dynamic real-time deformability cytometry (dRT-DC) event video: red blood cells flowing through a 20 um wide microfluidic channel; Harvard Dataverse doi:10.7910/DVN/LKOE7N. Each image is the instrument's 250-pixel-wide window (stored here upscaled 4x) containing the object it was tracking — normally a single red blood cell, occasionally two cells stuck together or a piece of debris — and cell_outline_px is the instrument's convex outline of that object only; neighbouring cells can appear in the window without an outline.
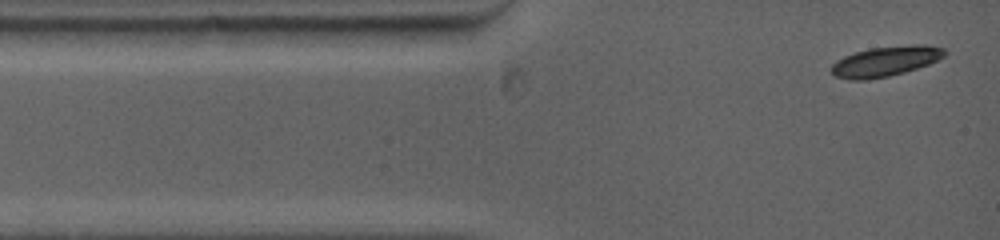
{"species": "common noctule bat (a hibernating species)", "species_latin": "Nyctalus noctula", "temperature_condition": "warm", "stored_images_in_passage": 28, "camera_frame_rate_fps": 5000, "um_per_image_px": 0.085, "animal": {"sex": "female", "body_mass_g": 19.0, "forearm_length_mm": 53.3}, "frame": {"image": 1, "passage_image": 1, "time_ms": 0.0, "image_size_px": [1000, 240], "cell_outline_px": [[948, 52], [944, 56], [928, 64], [904, 72], [888, 76], [868, 80], [848, 80], [836, 76], [832, 72], [832, 64], [836, 60], [844, 56], [856, 52], [872, 48], [908, 44], [924, 44], [944, 48]], "centroid_in_image_um": [75.28, 5.2], "position_along_channel_um": 9.7, "area_um2": 19.83}}
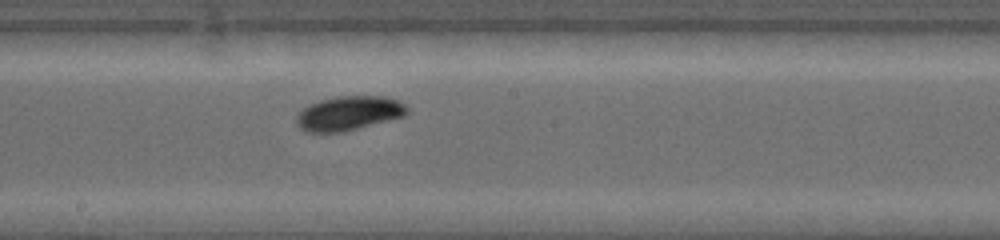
{"frame": {"image": 2, "passage_image": 16, "time_ms": 6.4, "image_size_px": [1000, 240], "cell_outline_px": [[408, 112], [404, 116], [344, 132], [308, 132], [300, 128], [296, 124], [296, 116], [308, 104], [320, 100], [336, 96], [384, 96], [396, 100], [404, 104], [408, 108]], "centroid_in_image_um": [29.63, 9.63], "position_along_channel_um": 218.6, "area_um2": 22.08}}
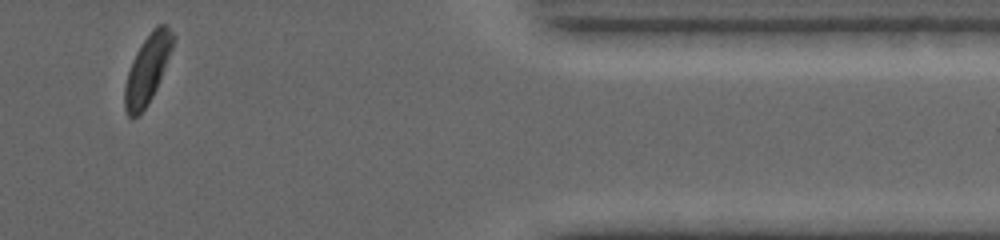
{"frame": {"image": 3, "passage_image": 28, "time_ms": 12.0, "image_size_px": [1000, 240], "cell_outline_px": [[176, 36], [172, 48], [160, 80], [148, 104], [140, 116], [128, 116], [124, 108], [124, 88], [128, 72], [132, 60], [136, 52], [152, 28], [156, 24], [164, 24]], "centroid_in_image_um": [12.52, 5.88], "position_along_channel_um": 398.9, "area_um2": 19.19}, "authors_computed_cell_mechanics": {"area_um2": 20.808, "velocity_mm_per_s": 3.8891, "shape_relaxation_time_tau1_ms": 4.0981, "shape_relaxation_time_tau2_ms": null, "deformation_change_tau1": 0.1621, "deformation_change_tau2": null}}